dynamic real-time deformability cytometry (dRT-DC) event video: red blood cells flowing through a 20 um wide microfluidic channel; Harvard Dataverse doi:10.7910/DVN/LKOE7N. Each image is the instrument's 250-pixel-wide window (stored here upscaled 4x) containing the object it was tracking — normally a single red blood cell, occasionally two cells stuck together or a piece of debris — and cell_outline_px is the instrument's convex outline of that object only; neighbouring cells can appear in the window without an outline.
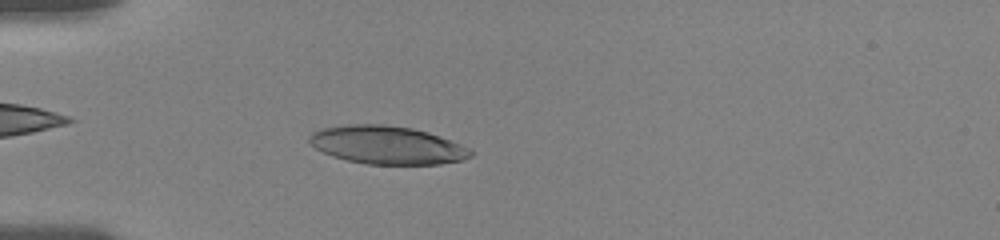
{"species": "human", "species_latin": "Homo sapiens", "temperature_condition": "room temperature", "stored_images_in_passage": 47, "camera_frame_rate_fps": 3000, "um_per_image_px": 0.085, "donor": {"sex": "female"}, "frame": {"image": 1, "passage_image": 13, "time_ms": 4.667, "image_size_px": [1000, 240], "cell_outline_px": [[476, 152], [472, 156], [464, 160], [440, 164], [364, 164], [332, 156], [316, 148], [308, 140], [308, 136], [312, 132], [320, 128], [348, 124], [384, 124], [412, 128], [428, 132], [440, 136], [460, 144]], "centroid_in_image_um": [32.91, 12.32], "position_along_channel_um": 52.1, "area_um2": 36.01}}
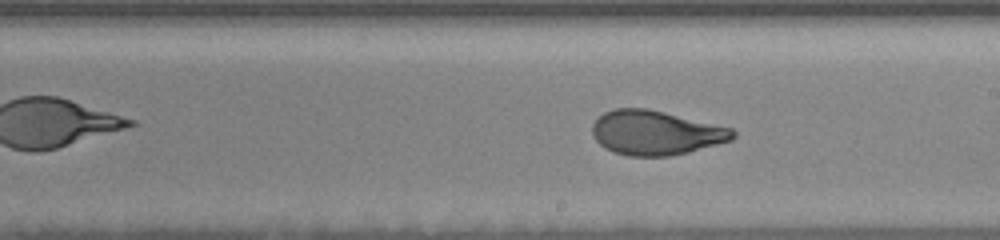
{"frame": {"image": 2, "passage_image": 27, "time_ms": 10.0, "image_size_px": [1000, 240], "cell_outline_px": [[736, 136], [732, 140], [688, 152], [668, 156], [628, 156], [612, 152], [604, 148], [592, 136], [592, 124], [604, 112], [616, 108], [648, 108], [732, 128], [736, 132]], "centroid_in_image_um": [55.72, 11.29], "position_along_channel_um": 233.3, "area_um2": 36.41}}
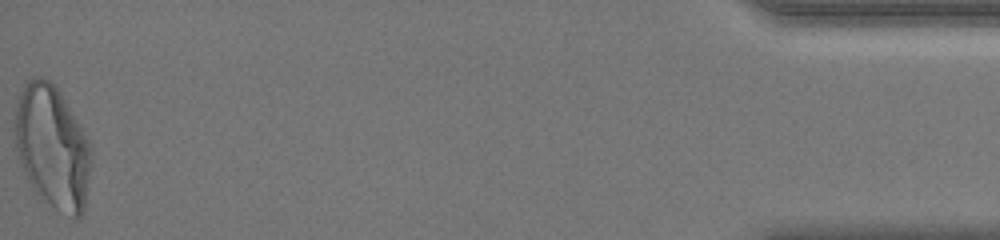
{"frame": {"image": 3, "passage_image": 47, "time_ms": 17.667, "image_size_px": [1000, 240], "cell_outline_px": [[88, 172], [84, 212], [80, 216], [72, 216], [40, 200], [32, 188], [24, 172], [16, 148], [12, 128], [16, 96], [24, 84], [32, 76], [40, 76], [48, 80], [60, 92], [88, 140]], "centroid_in_image_um": [4.35, 12.44], "position_along_channel_um": 430.9, "area_um2": 54.27}, "authors_computed_cell_mechanics": {"area_um2": 37.1076, "velocity_mm_per_s": 3.6835, "shape_relaxation_time_tau1_ms": 4.8679, "shape_relaxation_time_tau2_ms": 0.7803, "deformation_change_tau1": 0.1988, "deformation_change_tau2": 0.0539}}